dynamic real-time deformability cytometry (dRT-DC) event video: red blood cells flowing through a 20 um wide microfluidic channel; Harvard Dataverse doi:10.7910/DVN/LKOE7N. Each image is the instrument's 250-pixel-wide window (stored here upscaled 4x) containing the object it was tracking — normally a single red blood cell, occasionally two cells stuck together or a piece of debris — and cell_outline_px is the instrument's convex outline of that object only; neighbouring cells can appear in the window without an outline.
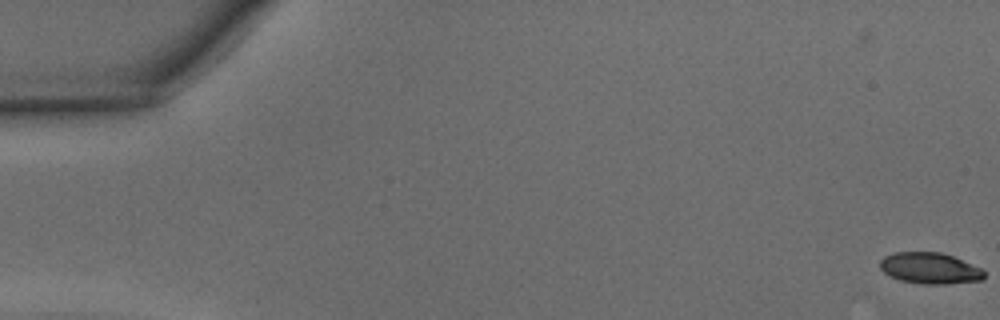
{"species": "common noctule bat (a hibernating species)", "species_latin": "Nyctalus noctula", "temperature_condition": "warm", "stored_images_in_passage": 4, "camera_frame_rate_fps": 3000, "um_per_image_px": 0.085, "animal": {"sex": "male", "body_mass_g": 15.6}, "frame": {"image": 1, "passage_image": 4, "time_ms": 1.0, "image_size_px": [1000, 320], "cell_outline_px": [[984, 280], [944, 284], [920, 284], [900, 280], [884, 272], [880, 268], [880, 260], [884, 256], [892, 252], [940, 252], [952, 256], [980, 268], [984, 272]], "centroid_in_image_um": [79.01, 22.8], "position_along_channel_um": 6.0, "area_um2": 18.84}}